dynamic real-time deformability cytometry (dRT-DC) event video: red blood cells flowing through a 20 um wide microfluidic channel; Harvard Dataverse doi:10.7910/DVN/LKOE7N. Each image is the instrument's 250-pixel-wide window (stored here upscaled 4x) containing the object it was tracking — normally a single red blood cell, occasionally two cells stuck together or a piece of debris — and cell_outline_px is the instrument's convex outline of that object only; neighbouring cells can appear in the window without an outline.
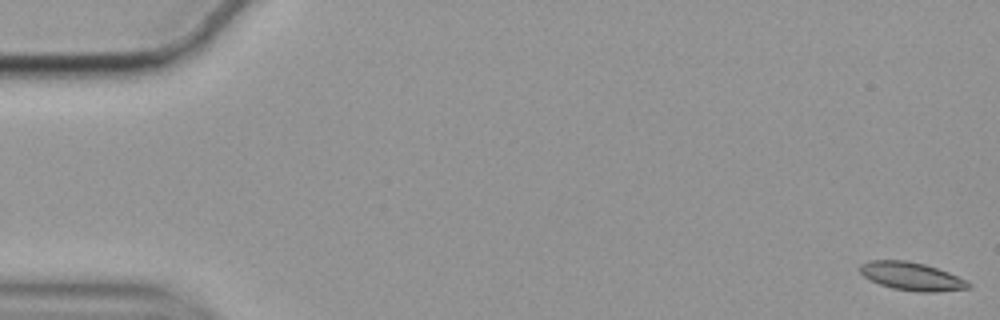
{"species": "common noctule bat (a hibernating species)", "species_latin": "Nyctalus noctula", "temperature_condition": "cold", "stored_images_in_passage": 57, "camera_frame_rate_fps": 3000, "um_per_image_px": 0.085, "animal": {"sex": "female", "body_mass_g": 19.9}, "frame": {"image": 1, "passage_image": 1, "time_ms": 0.0, "image_size_px": [1000, 320], "cell_outline_px": [[972, 288], [936, 292], [916, 292], [892, 288], [880, 284], [864, 276], [860, 272], [860, 264], [872, 260], [904, 260], [924, 264], [948, 272], [972, 284]], "centroid_in_image_um": [77.5, 23.49], "position_along_channel_um": 7.5, "area_um2": 17.63}}
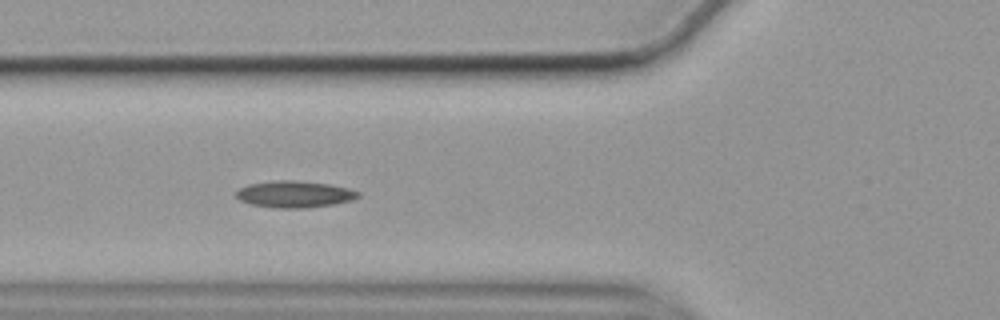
{"frame": {"image": 2, "passage_image": 21, "time_ms": 6.667, "image_size_px": [1000, 320], "cell_outline_px": [[360, 196], [352, 200], [332, 204], [304, 208], [276, 208], [252, 204], [240, 200], [236, 196], [236, 192], [240, 188], [248, 184], [276, 180], [296, 180], [328, 184], [348, 188], [360, 192]], "centroid_in_image_um": [25.03, 16.5], "position_along_channel_um": 100.8, "area_um2": 18.84}}
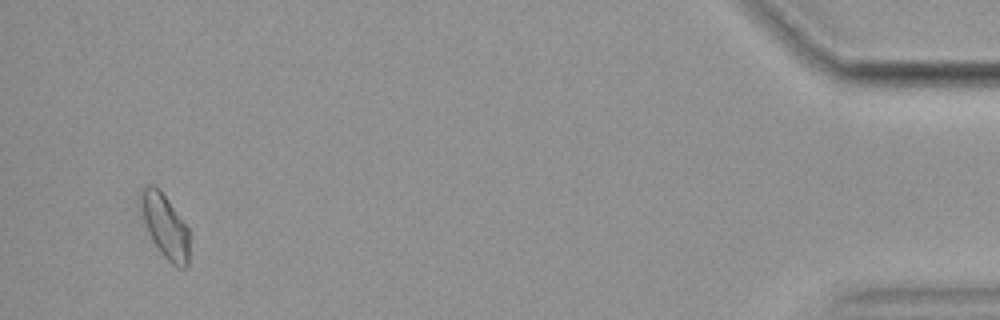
{"frame": {"image": 3, "passage_image": 55, "time_ms": 18.0, "image_size_px": [1000, 320], "cell_outline_px": [[188, 264], [184, 268], [176, 268], [160, 252], [152, 240], [144, 224], [136, 204], [136, 200], [140, 192], [148, 184], [152, 184], [160, 188], [188, 228]], "centroid_in_image_um": [13.95, 19.15], "position_along_channel_um": 421.3, "area_um2": 18.55}}